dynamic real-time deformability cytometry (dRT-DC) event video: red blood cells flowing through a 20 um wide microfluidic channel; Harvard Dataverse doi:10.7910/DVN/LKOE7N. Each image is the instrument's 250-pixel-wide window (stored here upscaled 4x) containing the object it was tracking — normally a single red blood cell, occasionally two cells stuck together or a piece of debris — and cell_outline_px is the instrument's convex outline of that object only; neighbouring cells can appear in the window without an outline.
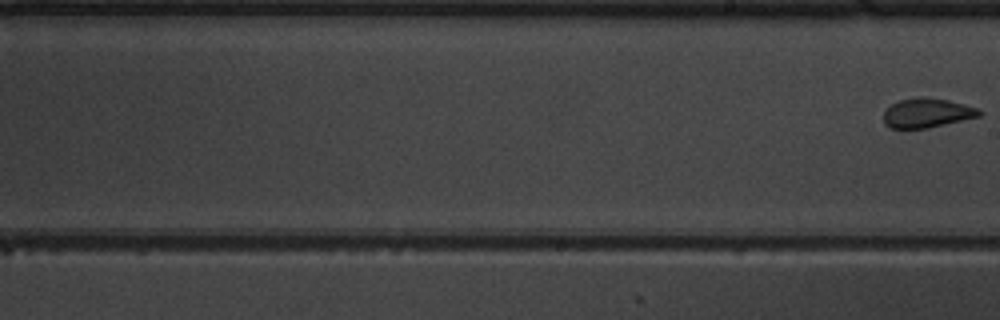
{"species": "common noctule bat (a hibernating species)", "species_latin": "Nyctalus noctula", "temperature_condition": "warm", "stored_images_in_passage": 10, "segment_of_instrument_passage": [2, 2], "camera_frame_rate_fps": 3000, "um_per_image_px": 0.085, "animal": {"sex": "male", "body_mass_g": 19.5, "forearm_length_mm": 54.6}, "frame": {"image": 1, "passage_image": 10, "time_ms": 11.667, "image_size_px": [1000, 320], "cell_outline_px": [[984, 112], [980, 116], [928, 128], [892, 128], [884, 124], [884, 112], [892, 104], [900, 100], [916, 96], [928, 96], [948, 100], [980, 108]], "centroid_in_image_um": [78.83, 9.58], "position_along_channel_um": 210.2, "area_um2": 16.53}}